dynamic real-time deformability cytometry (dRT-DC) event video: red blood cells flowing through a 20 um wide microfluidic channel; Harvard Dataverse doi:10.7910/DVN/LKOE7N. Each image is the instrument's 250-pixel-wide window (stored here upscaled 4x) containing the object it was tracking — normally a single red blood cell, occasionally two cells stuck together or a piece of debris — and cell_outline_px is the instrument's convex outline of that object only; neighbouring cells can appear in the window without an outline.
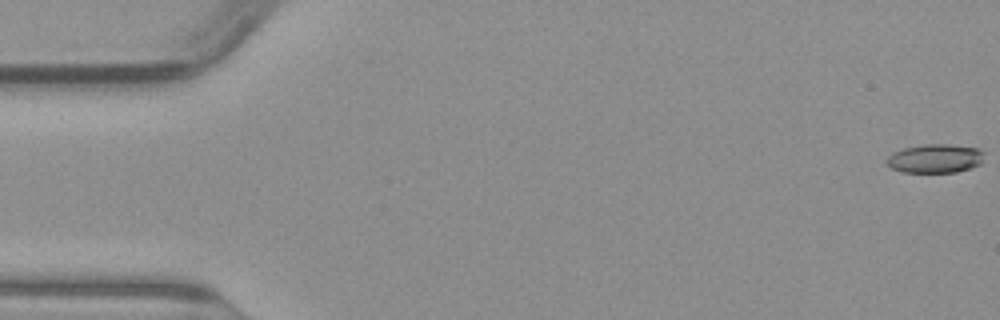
{"species": "common noctule bat (a hibernating species)", "species_latin": "Nyctalus noctula", "temperature_condition": "warm", "stored_images_in_passage": 51, "camera_frame_rate_fps": 3000, "um_per_image_px": 0.085, "animal": {"sex": "male", "body_mass_g": 23.1, "forearm_length_mm": 52.7}, "frame": {"image": 1, "passage_image": 1, "time_ms": 0.0, "image_size_px": [1000, 320], "cell_outline_px": [[984, 152], [980, 164], [972, 168], [956, 172], [904, 172], [892, 168], [884, 160], [892, 152], [904, 148], [924, 144], [948, 144], [976, 148]], "centroid_in_image_um": [79.47, 13.47], "position_along_channel_um": 5.5, "area_um2": 16.36}}
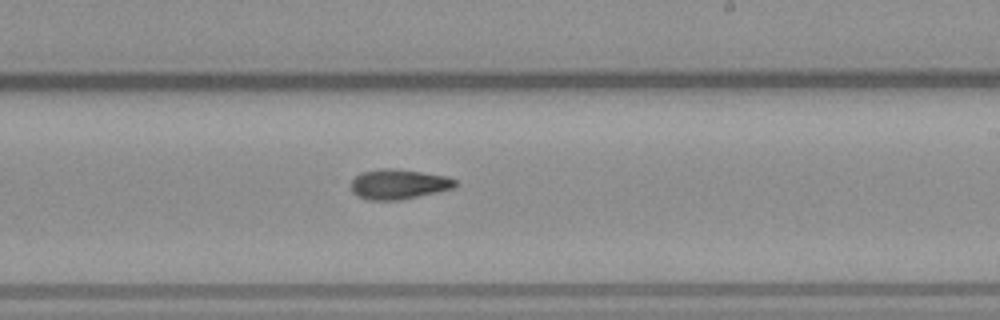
{"frame": {"image": 2, "passage_image": 30, "time_ms": 9.667, "image_size_px": [1000, 320], "cell_outline_px": [[456, 184], [452, 188], [436, 192], [400, 200], [372, 200], [360, 196], [352, 192], [352, 180], [360, 172], [380, 168], [396, 168], [448, 176], [456, 180]], "centroid_in_image_um": [33.88, 15.63], "position_along_channel_um": 255.1, "area_um2": 18.09}}
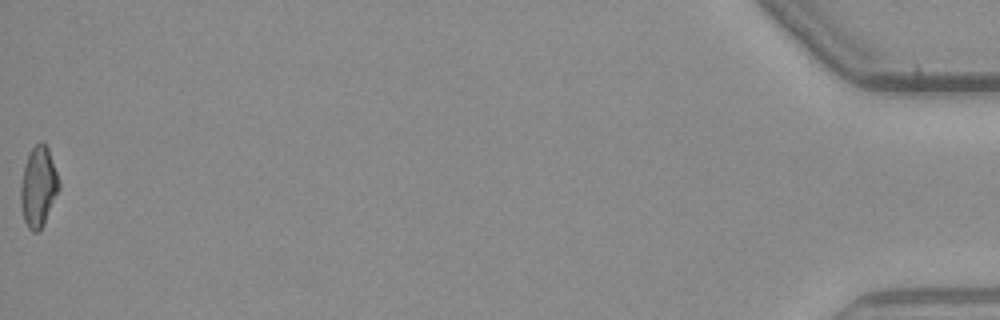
{"frame": {"image": 3, "passage_image": 51, "time_ms": 16.667, "image_size_px": [1000, 320], "cell_outline_px": [[60, 188], [44, 224], [36, 232], [32, 232], [28, 228], [24, 220], [20, 204], [20, 184], [24, 164], [28, 152], [40, 140], [44, 140], [48, 148], [60, 180]], "centroid_in_image_um": [3.26, 15.83], "position_along_channel_um": 431.9, "area_um2": 18.26}}